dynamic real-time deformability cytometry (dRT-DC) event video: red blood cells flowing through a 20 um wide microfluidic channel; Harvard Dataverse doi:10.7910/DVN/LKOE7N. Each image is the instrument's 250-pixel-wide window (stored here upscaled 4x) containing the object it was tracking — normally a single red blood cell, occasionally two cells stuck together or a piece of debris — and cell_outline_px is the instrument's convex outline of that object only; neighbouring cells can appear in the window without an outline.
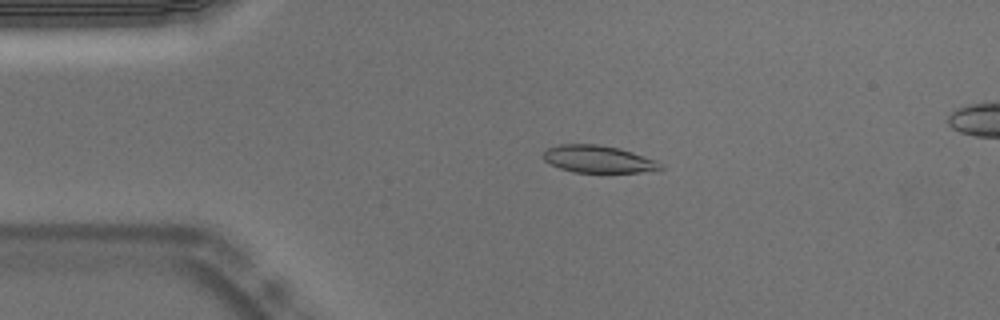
{"species": "Egyptian fruit bat (a non-hibernating species)", "species_latin": "Rousettus aegyptiacus", "temperature_condition": "warm", "stored_images_in_passage": 47, "segment_of_instrument_passage": [1, 2], "camera_frame_rate_fps": 3000, "um_per_image_px": 0.085, "animal": {"sex": "male"}, "frame": {"image": 1, "passage_image": 4, "time_ms": 1.0, "image_size_px": [1000, 320], "cell_outline_px": [[664, 168], [640, 172], [572, 172], [560, 168], [544, 160], [544, 152], [548, 148], [560, 144], [596, 144], [620, 148], [656, 160], [664, 164]], "centroid_in_image_um": [50.87, 13.52], "position_along_channel_um": 34.1, "area_um2": 18.5}}
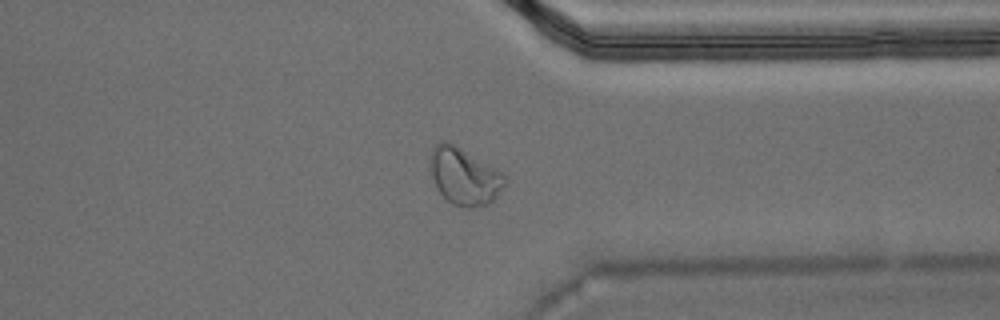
{"frame": {"image": 2, "passage_image": 34, "time_ms": 11.0, "image_size_px": [1000, 320], "cell_outline_px": [[508, 180], [496, 196], [488, 204], [472, 208], [464, 208], [452, 204], [436, 188], [432, 176], [432, 148], [440, 140], [448, 140], [456, 144], [504, 172], [508, 176]], "centroid_in_image_um": [39.51, 14.97], "position_along_channel_um": 371.9, "area_um2": 25.03}}
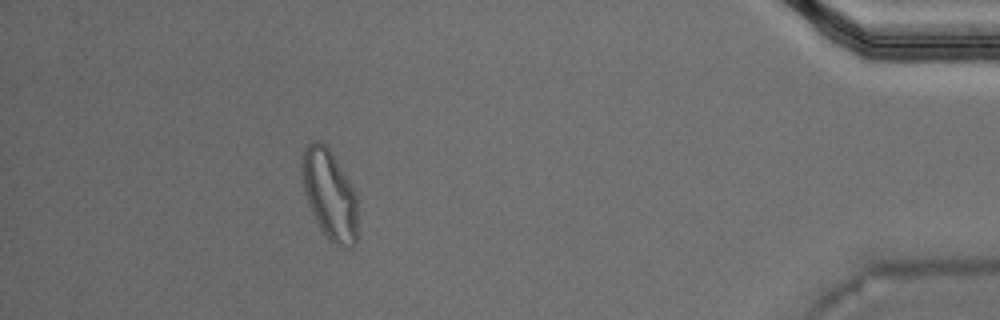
{"frame": {"image": 3, "passage_image": 41, "time_ms": 13.333, "image_size_px": [1000, 320], "cell_outline_px": [[356, 244], [352, 248], [336, 248], [328, 240], [320, 228], [308, 204], [304, 192], [300, 168], [300, 164], [304, 148], [312, 140], [320, 140], [332, 152], [356, 192]], "centroid_in_image_um": [28.0, 16.55], "position_along_channel_um": 407.2, "area_um2": 29.65}}